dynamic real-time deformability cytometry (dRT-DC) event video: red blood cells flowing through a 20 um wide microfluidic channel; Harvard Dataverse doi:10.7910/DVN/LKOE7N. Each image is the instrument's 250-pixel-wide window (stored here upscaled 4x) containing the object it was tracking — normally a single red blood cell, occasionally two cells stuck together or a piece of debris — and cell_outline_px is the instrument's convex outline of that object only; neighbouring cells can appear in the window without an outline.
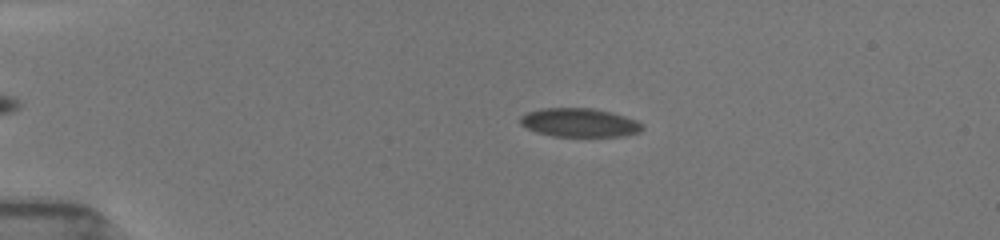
{"species": "common noctule bat (a hibernating species)", "species_latin": "Nyctalus noctula", "temperature_condition": "room temperature", "stored_images_in_passage": 47, "camera_frame_rate_fps": 3000, "um_per_image_px": 0.085, "animal": {"sex": "female", "body_mass_g": 19.5, "forearm_length_mm": 54.1}, "frame": {"image": 1, "passage_image": 12, "time_ms": 3.667, "image_size_px": [1000, 240], "cell_outline_px": [[644, 128], [640, 132], [624, 136], [552, 136], [536, 132], [520, 124], [520, 116], [528, 112], [540, 108], [592, 108], [612, 112], [636, 120], [644, 124]], "centroid_in_image_um": [49.27, 10.42], "position_along_channel_um": 35.7, "area_um2": 20.52}}
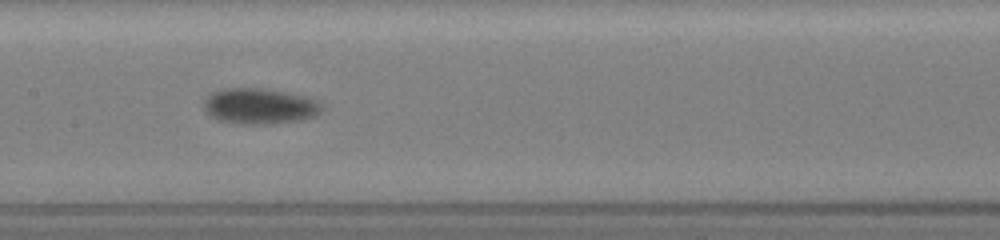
{"frame": {"image": 2, "passage_image": 28, "time_ms": 9.0, "image_size_px": [1000, 240], "cell_outline_px": [[324, 108], [320, 112], [312, 116], [300, 120], [268, 124], [240, 124], [216, 120], [204, 108], [204, 100], [212, 92], [224, 88], [264, 88], [304, 96], [316, 100]], "centroid_in_image_um": [22.04, 9.02], "position_along_channel_um": 185.4, "area_um2": 24.45}}
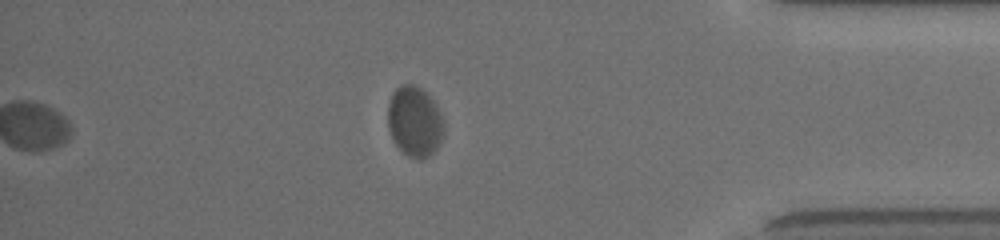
{"frame": {"image": 3, "passage_image": 47, "time_ms": 15.333, "image_size_px": [1000, 240], "cell_outline_px": [[444, 132], [436, 148], [428, 156], [420, 160], [408, 156], [396, 144], [388, 128], [388, 104], [392, 92], [400, 84], [412, 84], [420, 88], [436, 104], [444, 120]], "centroid_in_image_um": [35.24, 10.31], "position_along_channel_um": 400.0, "area_um2": 22.83}, "authors_computed_cell_mechanics": {"area_um2": 22.7732, "velocity_mm_per_s": 3.839, "shape_relaxation_time_tau1_ms": 2.0505, "shape_relaxation_time_tau2_ms": null, "deformation_change_tau1": 0.0764, "deformation_change_tau2": null}}